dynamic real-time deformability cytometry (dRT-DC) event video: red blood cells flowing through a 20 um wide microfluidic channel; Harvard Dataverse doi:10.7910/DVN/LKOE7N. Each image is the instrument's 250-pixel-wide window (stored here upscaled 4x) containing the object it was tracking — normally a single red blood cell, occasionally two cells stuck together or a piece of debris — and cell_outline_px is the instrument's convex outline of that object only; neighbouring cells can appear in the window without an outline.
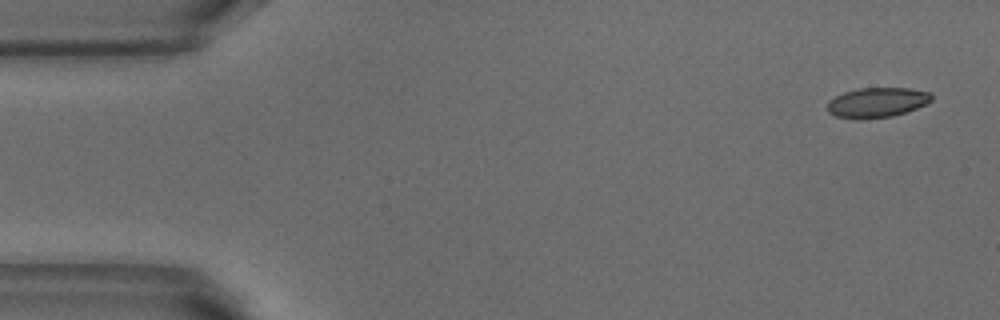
{"species": "common noctule bat (a hibernating species)", "species_latin": "Nyctalus noctula", "temperature_condition": "warm", "stored_images_in_passage": 3, "camera_frame_rate_fps": 3000, "um_per_image_px": 0.085, "animal": {"sex": "male", "body_mass_g": 18.8}, "frame": {"image": 1, "passage_image": 1, "time_ms": 0.0, "image_size_px": [1000, 320], "cell_outline_px": [[932, 100], [916, 108], [892, 116], [860, 120], [836, 116], [828, 112], [828, 100], [844, 92], [860, 88], [908, 88], [928, 92], [932, 96]], "centroid_in_image_um": [74.51, 8.72], "position_along_channel_um": 10.5, "area_um2": 18.03}}